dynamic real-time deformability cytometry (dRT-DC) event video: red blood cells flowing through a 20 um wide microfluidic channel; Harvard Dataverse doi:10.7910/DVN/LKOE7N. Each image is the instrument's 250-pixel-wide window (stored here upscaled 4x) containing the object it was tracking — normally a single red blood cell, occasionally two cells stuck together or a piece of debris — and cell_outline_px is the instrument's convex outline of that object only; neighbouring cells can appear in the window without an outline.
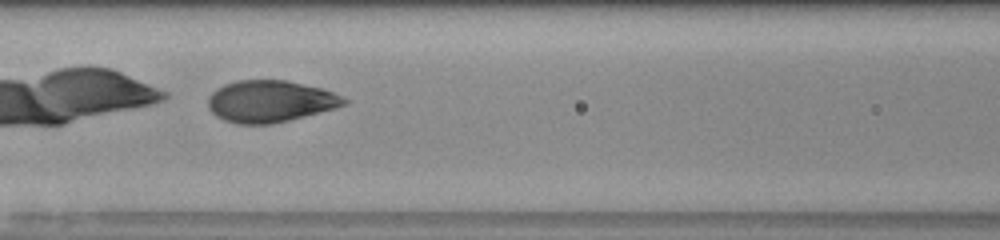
{"species": "human", "species_latin": "Homo sapiens", "temperature_condition": "room temperature", "stored_images_in_passage": 31, "camera_frame_rate_fps": 3000, "um_per_image_px": 0.085, "donor": {"sex": "male"}, "frame": {"image": 1, "passage_image": 14, "time_ms": 4.333, "image_size_px": [1000, 240], "cell_outline_px": [[348, 104], [336, 108], [272, 124], [236, 124], [224, 120], [216, 116], [208, 108], [208, 96], [216, 88], [224, 84], [236, 80], [284, 80], [320, 88], [332, 92], [348, 100]], "centroid_in_image_um": [22.92, 8.61], "position_along_channel_um": 143.7, "area_um2": 33.06}}